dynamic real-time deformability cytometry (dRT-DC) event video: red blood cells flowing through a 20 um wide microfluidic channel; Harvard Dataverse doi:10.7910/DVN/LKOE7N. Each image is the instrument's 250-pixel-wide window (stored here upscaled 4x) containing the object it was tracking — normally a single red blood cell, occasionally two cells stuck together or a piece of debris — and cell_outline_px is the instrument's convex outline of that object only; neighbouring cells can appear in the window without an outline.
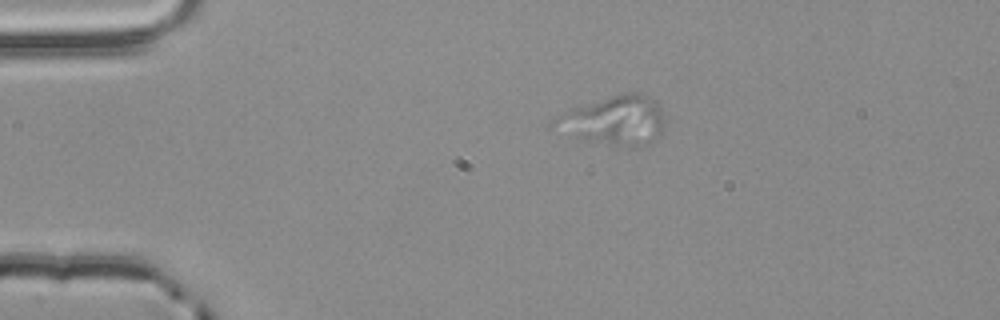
{"species": "common noctule bat (a hibernating species)", "species_latin": "Nyctalus noctula", "temperature_condition": "room temperature", "stored_images_in_passage": 4, "camera_frame_rate_fps": 3000, "um_per_image_px": 0.085, "animal": {"sex": "male", "body_mass_g": 20.4}, "frame": {"image": 1, "passage_image": 3, "time_ms": 0.667, "image_size_px": [1000, 320], "cell_outline_px": [[664, 124], [660, 136], [652, 140], [632, 144], [616, 144], [584, 140], [576, 136], [548, 120], [568, 108], [624, 92], [640, 92], [656, 100], [660, 108], [664, 120]], "centroid_in_image_um": [52.22, 10.15], "position_along_channel_um": 32.8, "area_um2": 30.63}}